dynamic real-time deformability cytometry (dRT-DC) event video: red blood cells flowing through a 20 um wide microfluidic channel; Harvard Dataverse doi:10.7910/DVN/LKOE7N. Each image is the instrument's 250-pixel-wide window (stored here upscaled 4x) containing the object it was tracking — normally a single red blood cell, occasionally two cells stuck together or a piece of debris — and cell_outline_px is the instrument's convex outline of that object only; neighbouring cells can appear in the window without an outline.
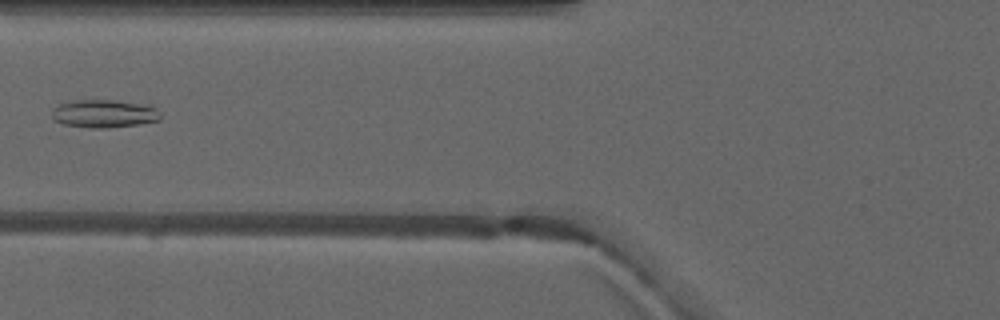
{"species": "common noctule bat (a hibernating species)", "species_latin": "Nyctalus noctula", "temperature_condition": "warm", "stored_images_in_passage": 7, "camera_frame_rate_fps": 3000, "um_per_image_px": 0.085, "animal": {"sex": "male", "forearm_length_mm": 52.5}, "frame": {"image": 1, "passage_image": 7, "time_ms": 7.0, "image_size_px": [1000, 320], "cell_outline_px": [[160, 120], [140, 124], [108, 128], [92, 128], [64, 124], [56, 120], [52, 116], [52, 112], [60, 104], [72, 100], [116, 100], [152, 104], [160, 112]], "centroid_in_image_um": [8.93, 9.65], "position_along_channel_um": 116.9, "area_um2": 17.86}}